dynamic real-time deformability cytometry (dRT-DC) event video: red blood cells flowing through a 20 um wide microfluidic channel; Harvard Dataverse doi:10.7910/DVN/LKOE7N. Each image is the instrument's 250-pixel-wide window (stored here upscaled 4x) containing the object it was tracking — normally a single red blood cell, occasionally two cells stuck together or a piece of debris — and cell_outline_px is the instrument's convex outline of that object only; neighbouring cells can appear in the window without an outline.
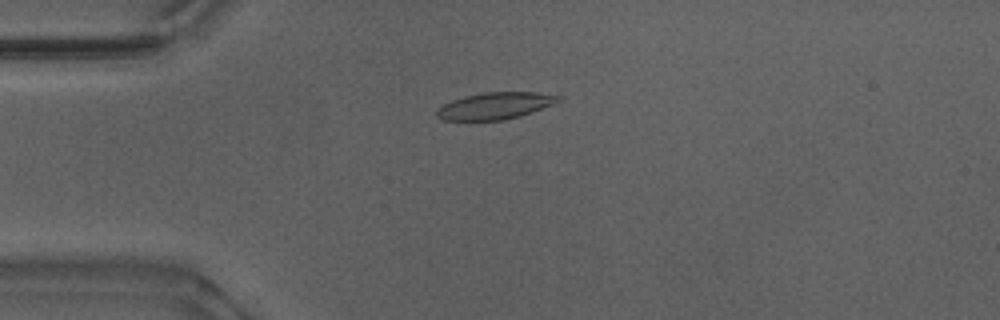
{"species": "Egyptian fruit bat (a non-hibernating species)", "species_latin": "Rousettus aegyptiacus", "temperature_condition": "warm", "stored_images_in_passage": 41, "camera_frame_rate_fps": 3000, "um_per_image_px": 0.085, "animal": {"sex": "male"}, "frame": {"image": 1, "passage_image": 1, "time_ms": 0.0, "image_size_px": [1000, 320], "cell_outline_px": [[564, 96], [560, 100], [552, 104], [520, 116], [504, 120], [444, 120], [436, 116], [436, 108], [452, 100], [464, 96], [484, 92], [536, 92]], "centroid_in_image_um": [42.06, 8.98], "position_along_channel_um": 42.9, "area_um2": 18.96}}
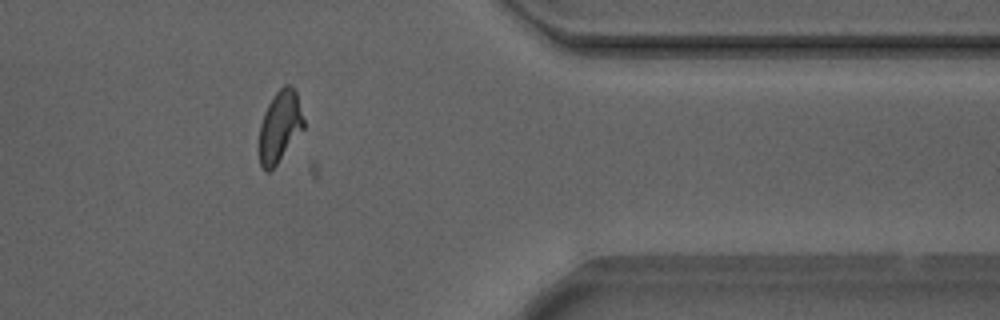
{"frame": {"image": 2, "passage_image": 31, "time_ms": 10.0, "image_size_px": [1000, 320], "cell_outline_px": [[304, 128], [276, 164], [268, 172], [264, 172], [260, 164], [260, 124], [264, 112], [268, 104], [276, 92], [284, 84], [292, 84], [296, 92], [304, 120]], "centroid_in_image_um": [23.78, 10.72], "position_along_channel_um": 387.6, "area_um2": 18.26}}
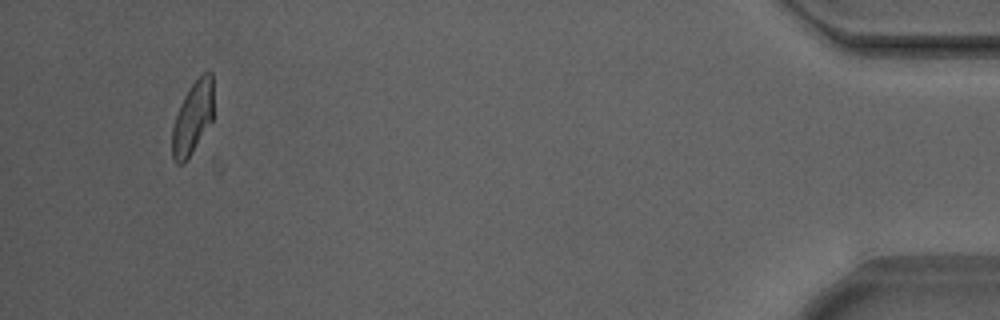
{"frame": {"image": 3, "passage_image": 38, "time_ms": 12.333, "image_size_px": [1000, 320], "cell_outline_px": [[212, 120], [192, 152], [184, 164], [176, 164], [172, 156], [172, 128], [180, 104], [184, 96], [192, 84], [208, 68], [212, 72]], "centroid_in_image_um": [16.36, 10.02], "position_along_channel_um": 418.8, "area_um2": 17.28}}